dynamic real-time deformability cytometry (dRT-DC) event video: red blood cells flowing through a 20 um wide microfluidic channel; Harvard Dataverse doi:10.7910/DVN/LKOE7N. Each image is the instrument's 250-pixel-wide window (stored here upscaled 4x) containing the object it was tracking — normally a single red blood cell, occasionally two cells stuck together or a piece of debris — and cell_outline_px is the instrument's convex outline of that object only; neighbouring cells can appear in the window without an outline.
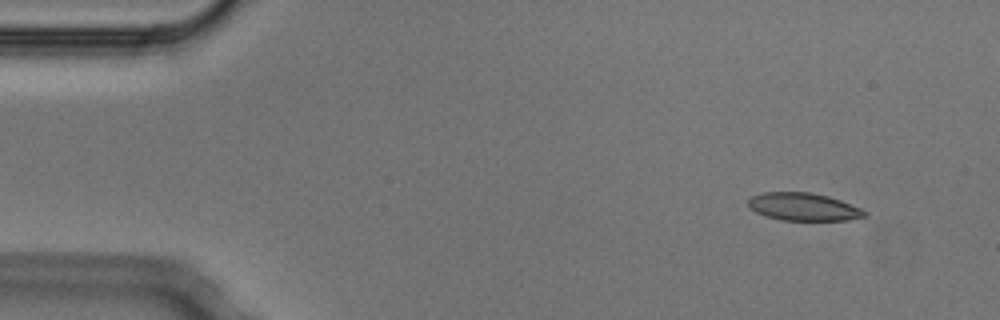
{"species": "Egyptian fruit bat (a non-hibernating species)", "species_latin": "Rousettus aegyptiacus", "temperature_condition": "cold", "stored_images_in_passage": 5, "camera_frame_rate_fps": 3000, "um_per_image_px": 0.085, "animal": {"sex": "male"}, "frame": {"image": 1, "passage_image": 1, "time_ms": 0.0, "image_size_px": [1000, 320], "cell_outline_px": [[868, 216], [848, 220], [780, 220], [756, 212], [748, 204], [748, 200], [752, 196], [764, 192], [808, 192], [828, 196], [840, 200], [860, 208], [868, 212]], "centroid_in_image_um": [68.33, 17.58], "position_along_channel_um": 16.7, "area_um2": 18.67}}
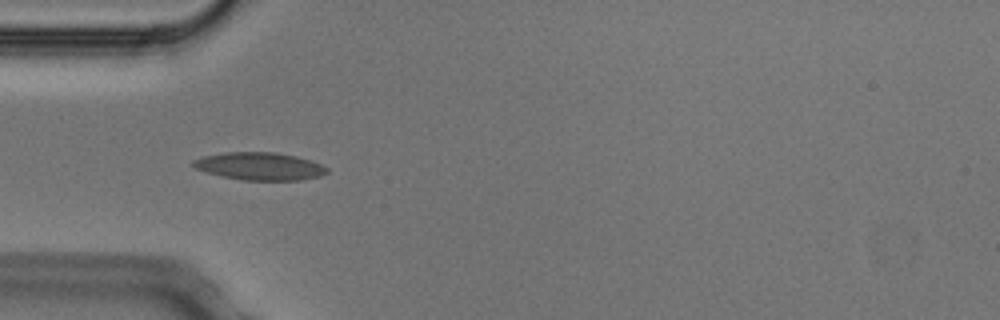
{"frame": {"image": 2, "passage_image": 4, "time_ms": 1.0, "image_size_px": [1000, 320], "cell_outline_px": [[328, 172], [320, 176], [300, 180], [240, 180], [192, 168], [192, 160], [204, 156], [224, 152], [276, 152], [296, 156], [320, 164], [328, 168]], "centroid_in_image_um": [22.05, 14.12], "position_along_channel_um": 62.9, "area_um2": 21.5}}
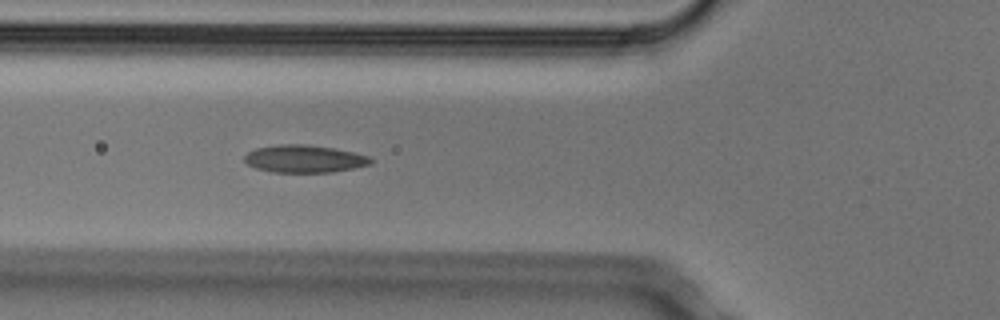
{"frame": {"image": 3, "passage_image": 5, "time_ms": 1.333, "image_size_px": [1000, 320], "cell_outline_px": [[372, 164], [332, 172], [272, 172], [256, 168], [248, 164], [244, 160], [244, 156], [248, 152], [256, 148], [276, 144], [304, 144], [336, 148], [368, 156], [372, 160]], "centroid_in_image_um": [25.85, 13.49], "position_along_channel_um": 100.0, "area_um2": 20.23}}